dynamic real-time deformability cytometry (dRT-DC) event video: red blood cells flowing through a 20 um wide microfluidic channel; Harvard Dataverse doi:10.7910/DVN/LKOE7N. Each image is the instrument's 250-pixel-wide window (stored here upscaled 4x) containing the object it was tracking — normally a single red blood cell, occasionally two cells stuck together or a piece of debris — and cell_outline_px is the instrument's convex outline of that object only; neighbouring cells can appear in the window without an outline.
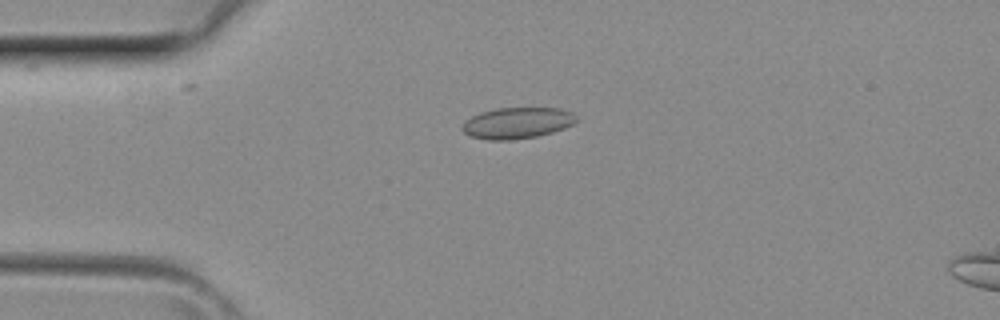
{"species": "common noctule bat (a hibernating species)", "species_latin": "Nyctalus noctula", "temperature_condition": "room temperature", "stored_images_in_passage": 4, "camera_frame_rate_fps": 3000, "um_per_image_px": 0.085, "animal": {"sex": "female", "body_mass_g": 29.2, "forearm_length_mm": 56.3}, "frame": {"image": 1, "passage_image": 3, "time_ms": 0.667, "image_size_px": [1000, 320], "cell_outline_px": [[576, 120], [572, 124], [564, 128], [552, 132], [536, 136], [512, 140], [488, 140], [468, 136], [460, 128], [464, 120], [480, 112], [496, 108], [560, 108], [572, 112], [576, 116]], "centroid_in_image_um": [43.91, 10.45], "position_along_channel_um": 41.1, "area_um2": 20.87}}